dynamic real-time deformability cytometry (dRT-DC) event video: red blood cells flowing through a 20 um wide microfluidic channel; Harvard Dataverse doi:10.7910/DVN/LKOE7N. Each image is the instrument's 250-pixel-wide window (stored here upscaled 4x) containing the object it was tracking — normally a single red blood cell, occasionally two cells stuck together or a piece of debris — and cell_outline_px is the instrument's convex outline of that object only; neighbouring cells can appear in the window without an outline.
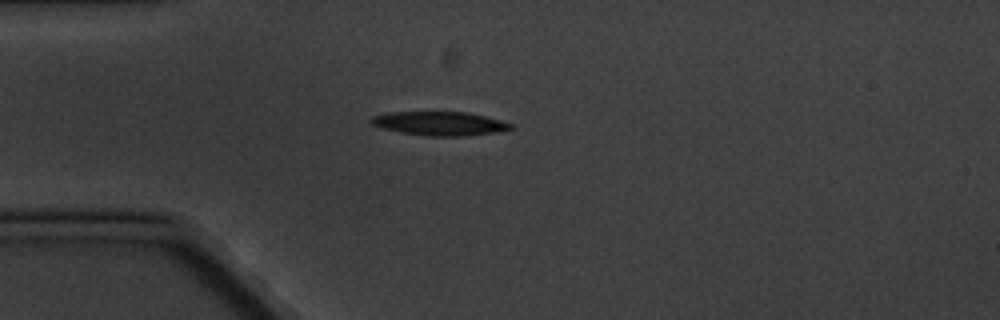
{"species": "common noctule bat (a hibernating species)", "species_latin": "Nyctalus noctula", "temperature_condition": "cold", "stored_images_in_passage": 8, "camera_frame_rate_fps": 3000, "um_per_image_px": 0.085, "animal": {"sex": "male", "body_mass_g": 20.1, "forearm_length_mm": 53.5}, "frame": {"image": 1, "passage_image": 4, "time_ms": 3.333, "image_size_px": [1000, 320], "cell_outline_px": [[516, 128], [496, 132], [464, 136], [428, 136], [400, 132], [380, 128], [372, 124], [368, 120], [372, 116], [392, 112], [468, 112], [500, 120], [512, 124]], "centroid_in_image_um": [37.36, 10.5], "position_along_channel_um": 47.6, "area_um2": 19.42}}